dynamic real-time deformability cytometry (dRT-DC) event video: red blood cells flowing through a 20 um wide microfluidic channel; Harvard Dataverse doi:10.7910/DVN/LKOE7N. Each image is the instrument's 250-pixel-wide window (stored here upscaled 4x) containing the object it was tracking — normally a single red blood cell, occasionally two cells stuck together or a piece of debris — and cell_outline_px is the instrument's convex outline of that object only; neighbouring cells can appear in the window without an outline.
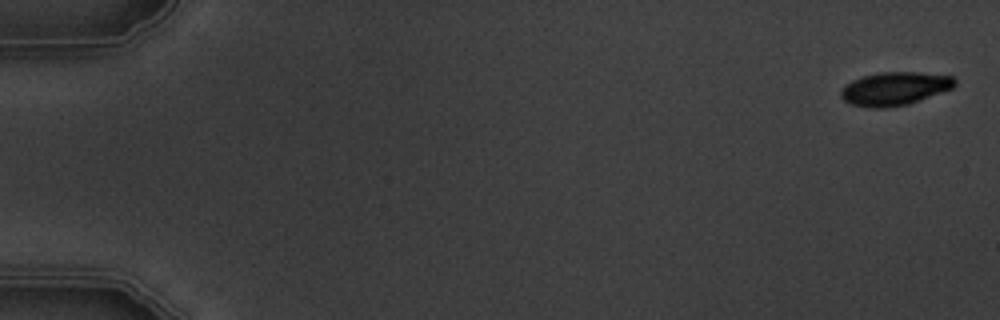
{"species": "common noctule bat (a hibernating species)", "species_latin": "Nyctalus noctula", "temperature_condition": "warm", "stored_images_in_passage": 5, "camera_frame_rate_fps": 3000, "um_per_image_px": 0.085, "animal": {"sex": "male", "body_mass_g": 19.5, "forearm_length_mm": 54.6}, "frame": {"image": 1, "passage_image": 1, "time_ms": 0.0, "image_size_px": [1000, 320], "cell_outline_px": [[956, 84], [952, 88], [908, 104], [884, 108], [872, 108], [852, 104], [844, 100], [840, 96], [840, 88], [852, 80], [864, 76], [880, 72], [920, 72], [952, 76], [956, 80]], "centroid_in_image_um": [76.02, 7.53], "position_along_channel_um": 9.0, "area_um2": 22.02}}
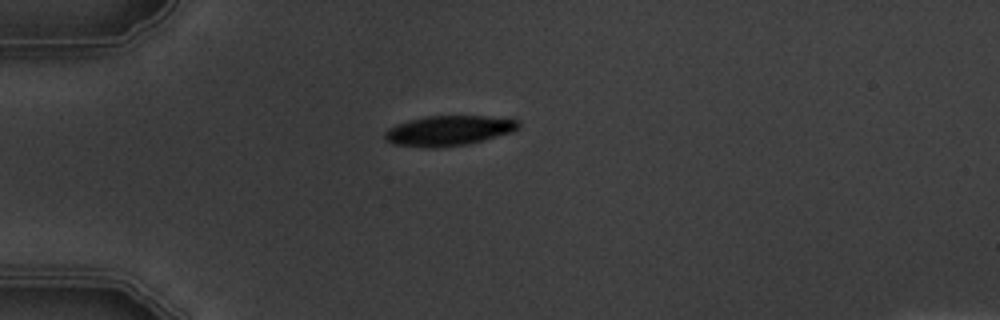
{"frame": {"image": 2, "passage_image": 5, "time_ms": 4.667, "image_size_px": [1000, 320], "cell_outline_px": [[520, 124], [512, 132], [484, 140], [468, 144], [436, 148], [428, 148], [392, 144], [384, 136], [384, 132], [388, 128], [396, 124], [408, 120], [424, 116], [484, 116], [516, 120]], "centroid_in_image_um": [38.08, 11.11], "position_along_channel_um": 46.9, "area_um2": 23.35}}